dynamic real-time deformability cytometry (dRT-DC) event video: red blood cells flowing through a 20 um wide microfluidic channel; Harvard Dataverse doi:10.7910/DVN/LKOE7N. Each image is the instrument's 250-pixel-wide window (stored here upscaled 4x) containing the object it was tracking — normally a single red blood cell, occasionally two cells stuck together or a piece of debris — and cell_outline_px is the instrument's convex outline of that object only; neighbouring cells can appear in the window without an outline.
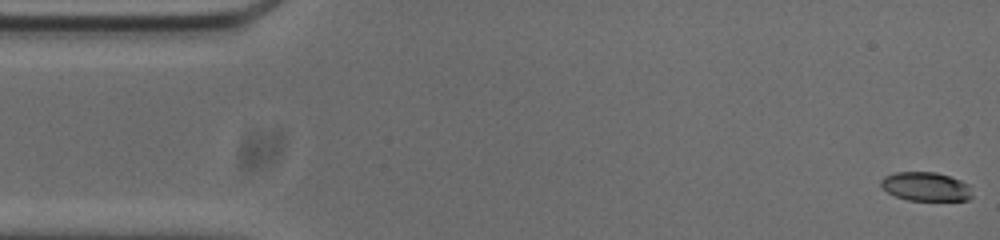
{"species": "common noctule bat (a hibernating species)", "species_latin": "Nyctalus noctula", "temperature_condition": "cold", "stored_images_in_passage": 53, "camera_frame_rate_fps": 3000, "um_per_image_px": 0.085, "animal": {"sex": "male", "body_mass_g": 20.0, "forearm_length_mm": 53.3}, "frame": {"image": 1, "passage_image": 1, "time_ms": 0.0, "image_size_px": [1000, 240], "cell_outline_px": [[972, 196], [968, 200], [908, 200], [896, 196], [888, 192], [880, 184], [880, 180], [884, 176], [896, 172], [936, 172], [960, 180], [968, 184]], "centroid_in_image_um": [78.68, 15.85], "position_along_channel_um": 6.3, "area_um2": 15.2}}
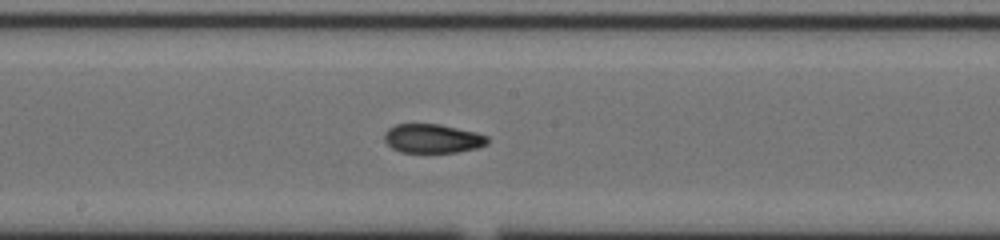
{"frame": {"image": 2, "passage_image": 27, "time_ms": 8.667, "image_size_px": [1000, 240], "cell_outline_px": [[488, 144], [476, 148], [456, 152], [400, 152], [392, 148], [384, 140], [384, 132], [388, 128], [396, 124], [440, 124], [476, 132], [488, 136]], "centroid_in_image_um": [36.76, 11.77], "position_along_channel_um": 211.4, "area_um2": 17.46}}
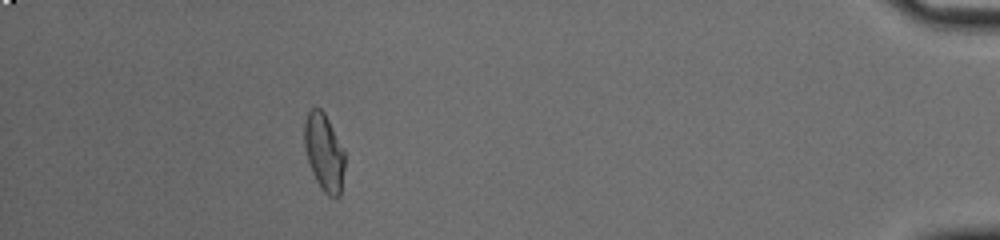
{"frame": {"image": 3, "passage_image": 48, "time_ms": 15.667, "image_size_px": [1000, 240], "cell_outline_px": [[344, 168], [340, 196], [328, 196], [320, 188], [312, 172], [308, 160], [304, 144], [304, 120], [308, 112], [312, 108], [320, 108], [324, 112], [344, 148]], "centroid_in_image_um": [27.54, 12.93], "position_along_channel_um": 407.7, "area_um2": 18.21}, "authors_computed_cell_mechanics": {"area_um2": 17.5712, "velocity_mm_per_s": 3.7592, "shape_relaxation_time_tau1_ms": null, "shape_relaxation_time_tau2_ms": 2.4104, "deformation_change_tau1": null, "deformation_change_tau2": 0.0812}}